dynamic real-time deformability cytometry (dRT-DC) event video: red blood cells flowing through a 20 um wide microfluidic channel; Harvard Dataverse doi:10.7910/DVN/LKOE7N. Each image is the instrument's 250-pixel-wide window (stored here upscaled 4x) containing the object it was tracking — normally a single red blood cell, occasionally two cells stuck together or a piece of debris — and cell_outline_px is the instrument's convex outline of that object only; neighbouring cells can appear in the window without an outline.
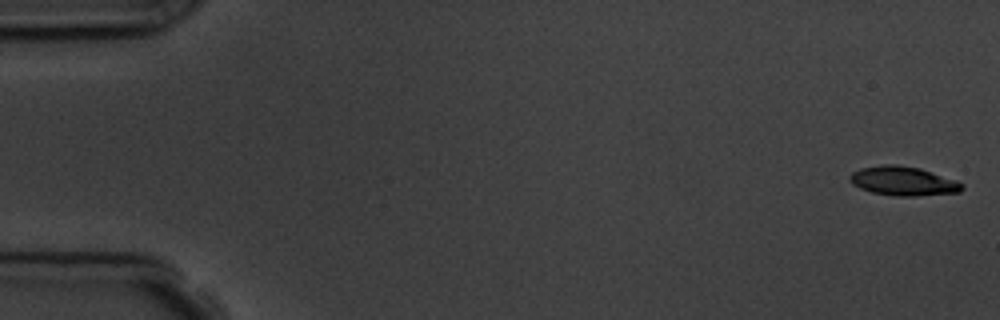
{"species": "common noctule bat (a hibernating species)", "species_latin": "Nyctalus noctula", "temperature_condition": "room temperature", "stored_images_in_passage": 6, "camera_frame_rate_fps": 3000, "um_per_image_px": 0.085, "animal": {"sex": "male", "body_mass_g": 19.5, "forearm_length_mm": 54.6}, "frame": {"image": 1, "passage_image": 1, "time_ms": 0.0, "image_size_px": [1000, 320], "cell_outline_px": [[964, 188], [960, 192], [916, 196], [892, 196], [872, 192], [860, 188], [852, 184], [848, 180], [848, 176], [852, 172], [860, 168], [884, 164], [896, 164], [920, 168], [956, 180], [964, 184]], "centroid_in_image_um": [76.75, 15.39], "position_along_channel_um": 8.2, "area_um2": 19.25}}
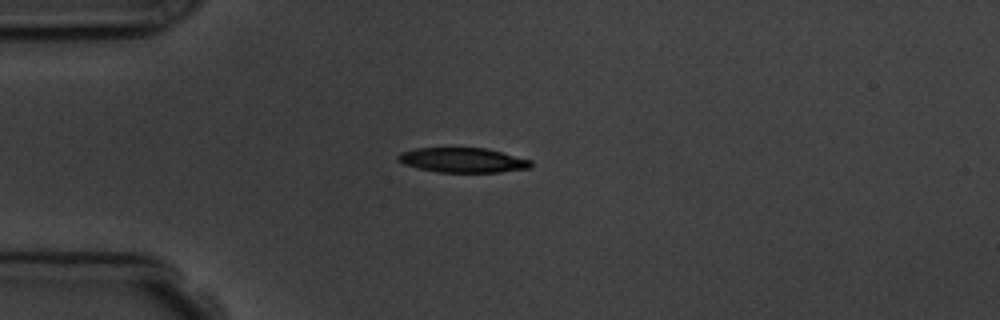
{"frame": {"image": 2, "passage_image": 4, "time_ms": 4.333, "image_size_px": [1000, 320], "cell_outline_px": [[532, 168], [500, 172], [440, 172], [420, 168], [404, 164], [396, 160], [396, 156], [400, 152], [412, 148], [488, 148], [532, 160]], "centroid_in_image_um": [39.34, 13.6], "position_along_channel_um": 45.7, "area_um2": 19.31}}
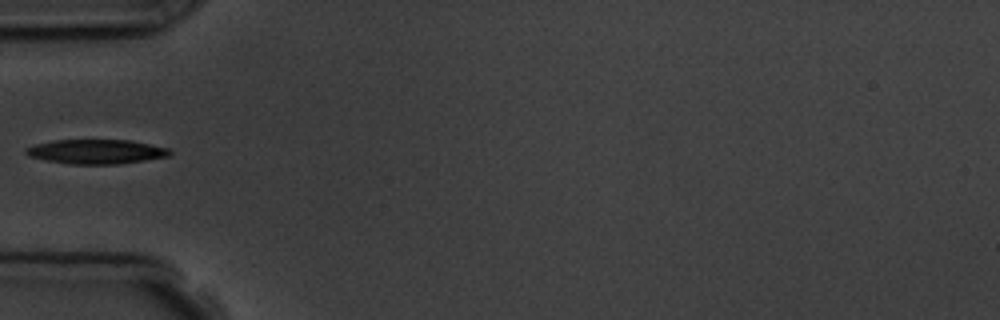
{"frame": {"image": 3, "passage_image": 5, "time_ms": 5.667, "image_size_px": [1000, 320], "cell_outline_px": [[172, 152], [168, 156], [120, 164], [68, 164], [44, 160], [28, 156], [24, 152], [24, 148], [36, 144], [56, 140], [128, 140], [168, 148]], "centroid_in_image_um": [8.12, 12.89], "position_along_channel_um": 76.9, "area_um2": 20.4}}